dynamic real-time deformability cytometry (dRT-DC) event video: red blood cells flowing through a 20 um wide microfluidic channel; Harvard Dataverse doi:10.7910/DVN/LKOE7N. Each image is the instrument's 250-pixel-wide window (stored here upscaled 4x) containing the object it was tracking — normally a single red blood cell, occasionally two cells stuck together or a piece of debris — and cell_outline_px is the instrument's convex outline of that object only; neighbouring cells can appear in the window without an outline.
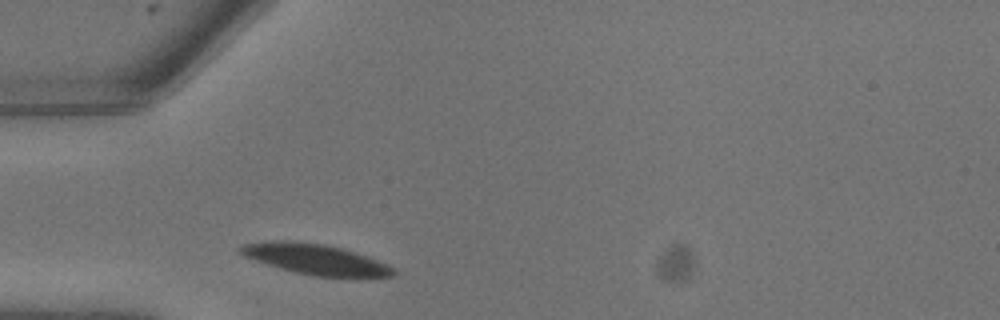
{"species": "common noctule bat (a hibernating species)", "species_latin": "Nyctalus noctula", "temperature_condition": "warm", "stored_images_in_passage": 1, "camera_frame_rate_fps": 3000, "um_per_image_px": 0.085, "animal": {"sex": "male", "body_mass_g": 13.3}, "frame": {"image": 1, "passage_image": 1, "time_ms": 0.0, "image_size_px": [1000, 320], "cell_outline_px": [[396, 272], [392, 276], [312, 276], [292, 272], [244, 256], [236, 248], [244, 244], [272, 240], [292, 240], [324, 244], [344, 248], [356, 252], [388, 264], [396, 268]], "centroid_in_image_um": [26.8, 22.01], "position_along_channel_um": 58.2, "area_um2": 27.11}}